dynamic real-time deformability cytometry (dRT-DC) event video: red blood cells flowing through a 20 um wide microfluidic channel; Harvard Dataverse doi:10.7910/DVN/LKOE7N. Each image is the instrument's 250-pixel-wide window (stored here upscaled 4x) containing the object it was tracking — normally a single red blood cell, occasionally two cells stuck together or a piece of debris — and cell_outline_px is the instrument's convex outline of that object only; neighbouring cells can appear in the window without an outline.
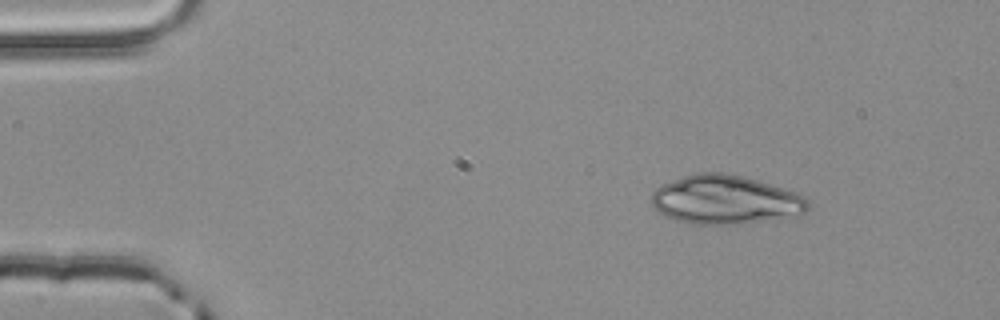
{"species": "common noctule bat (a hibernating species)", "species_latin": "Nyctalus noctula", "temperature_condition": "room temperature", "stored_images_in_passage": 2, "camera_frame_rate_fps": 3000, "um_per_image_px": 0.085, "animal": {"sex": "male", "body_mass_g": 20.4}, "frame": {"image": 1, "passage_image": 1, "time_ms": 0.0, "image_size_px": [1000, 320], "cell_outline_px": [[808, 208], [800, 216], [748, 224], [692, 224], [676, 220], [660, 212], [652, 204], [652, 192], [656, 188], [664, 184], [684, 176], [696, 172], [724, 172], [744, 176], [796, 192], [804, 196], [808, 200]], "centroid_in_image_um": [61.72, 16.99], "position_along_channel_um": 23.3, "area_um2": 44.85}}